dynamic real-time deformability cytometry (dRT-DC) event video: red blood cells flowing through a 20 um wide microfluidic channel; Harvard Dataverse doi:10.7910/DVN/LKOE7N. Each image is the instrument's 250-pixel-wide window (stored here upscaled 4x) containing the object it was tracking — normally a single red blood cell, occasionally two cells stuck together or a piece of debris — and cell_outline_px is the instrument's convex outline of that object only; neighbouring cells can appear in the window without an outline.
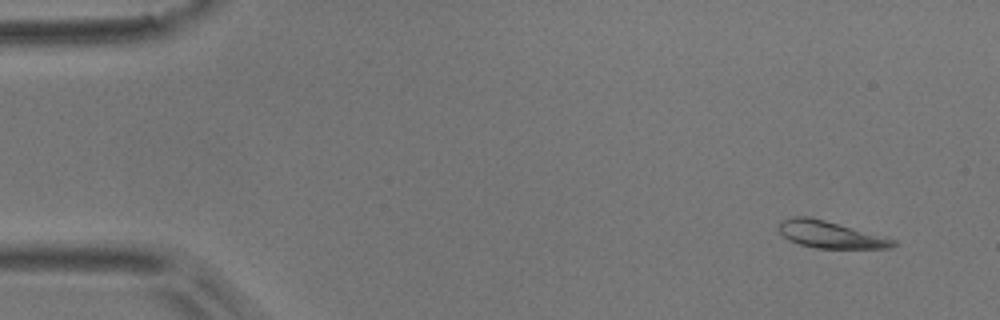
{"species": "common noctule bat (a hibernating species)", "species_latin": "Nyctalus noctula", "temperature_condition": "room temperature", "stored_images_in_passage": 6, "camera_frame_rate_fps": 3000, "um_per_image_px": 0.085, "animal": {"sex": "male", "body_mass_g": 17.9}, "frame": {"image": 1, "passage_image": 1, "time_ms": 0.0, "image_size_px": [1000, 320], "cell_outline_px": [[896, 244], [892, 248], [816, 248], [800, 244], [788, 240], [780, 232], [776, 224], [780, 220], [792, 216], [808, 216], [888, 236], [896, 240]], "centroid_in_image_um": [70.58, 19.92], "position_along_channel_um": 14.4, "area_um2": 18.26}}
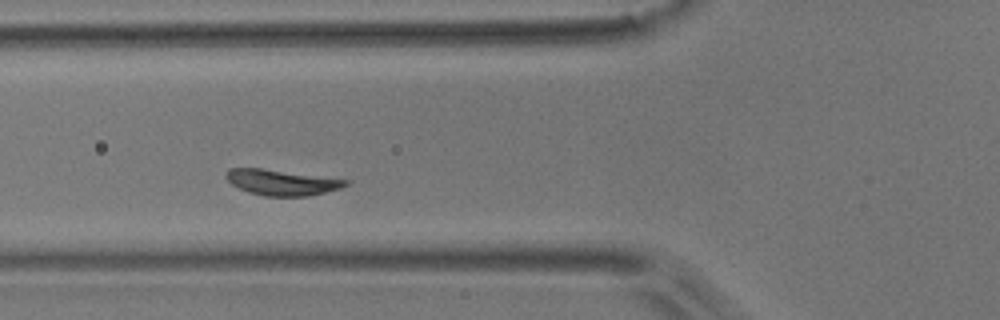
{"frame": {"image": 2, "passage_image": 5, "time_ms": 1.333, "image_size_px": [1000, 320], "cell_outline_px": [[352, 180], [348, 184], [340, 188], [308, 196], [264, 196], [248, 192], [232, 184], [224, 176], [224, 172], [228, 168], [260, 168]], "centroid_in_image_um": [23.93, 15.49], "position_along_channel_um": 101.9, "area_um2": 17.86}}
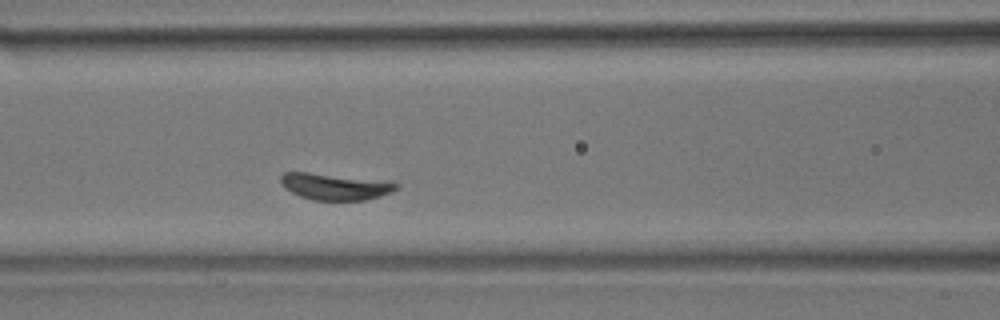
{"frame": {"image": 3, "passage_image": 6, "time_ms": 1.667, "image_size_px": [1000, 320], "cell_outline_px": [[400, 188], [392, 192], [380, 196], [364, 200], [312, 200], [300, 196], [292, 192], [280, 184], [280, 176], [284, 172], [308, 172], [396, 180], [400, 184]], "centroid_in_image_um": [28.59, 15.83], "position_along_channel_um": 138.0, "area_um2": 18.5}}